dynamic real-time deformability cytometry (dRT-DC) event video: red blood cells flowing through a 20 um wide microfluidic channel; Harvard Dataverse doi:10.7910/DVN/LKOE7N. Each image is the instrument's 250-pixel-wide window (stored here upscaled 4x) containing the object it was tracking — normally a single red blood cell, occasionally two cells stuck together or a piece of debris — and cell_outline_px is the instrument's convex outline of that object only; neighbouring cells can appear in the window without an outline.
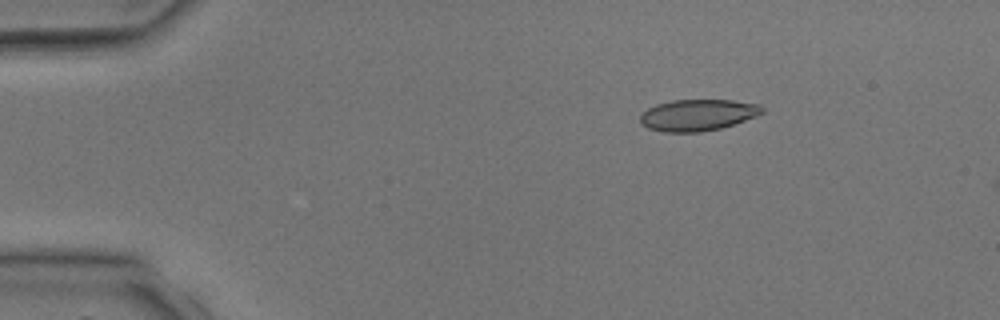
{"species": "common noctule bat (a hibernating species)", "species_latin": "Nyctalus noctula", "temperature_condition": "room temperature", "stored_images_in_passage": 3, "camera_frame_rate_fps": 3000, "um_per_image_px": 0.085, "animal": {"sex": "male", "body_mass_g": 17.9, "forearm_length_mm": 54.2}, "frame": {"image": 1, "passage_image": 2, "time_ms": 1.333, "image_size_px": [1000, 320], "cell_outline_px": [[764, 112], [756, 116], [720, 128], [700, 132], [664, 132], [648, 128], [640, 124], [640, 116], [648, 108], [656, 104], [672, 100], [732, 100], [760, 104], [764, 108]], "centroid_in_image_um": [59.3, 9.77], "position_along_channel_um": 25.7, "area_um2": 22.31}}